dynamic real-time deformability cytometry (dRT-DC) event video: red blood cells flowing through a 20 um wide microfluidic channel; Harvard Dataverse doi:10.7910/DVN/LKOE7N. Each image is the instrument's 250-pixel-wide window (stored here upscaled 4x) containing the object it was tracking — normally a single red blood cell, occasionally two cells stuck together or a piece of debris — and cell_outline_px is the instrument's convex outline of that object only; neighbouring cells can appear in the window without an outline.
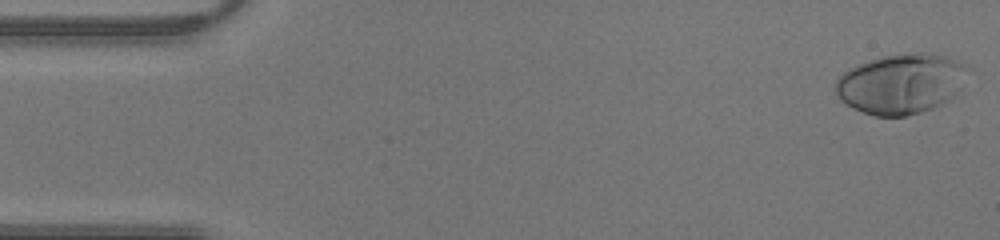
{"species": "human", "species_latin": "Homo sapiens", "temperature_condition": "warm", "stored_images_in_passage": 43, "camera_frame_rate_fps": 3000, "um_per_image_px": 0.085, "donor": {"sex": "male"}, "frame": {"image": 1, "passage_image": 1, "time_ms": 0.0, "image_size_px": [1000, 240], "cell_outline_px": [[964, 64], [952, 96], [948, 100], [932, 108], [920, 112], [904, 116], [876, 116], [864, 112], [840, 100], [836, 92], [836, 80], [848, 68], [884, 56], [920, 52], [948, 56], [960, 60]], "centroid_in_image_um": [76.49, 7.11], "position_along_channel_um": 8.5, "area_um2": 44.68}}
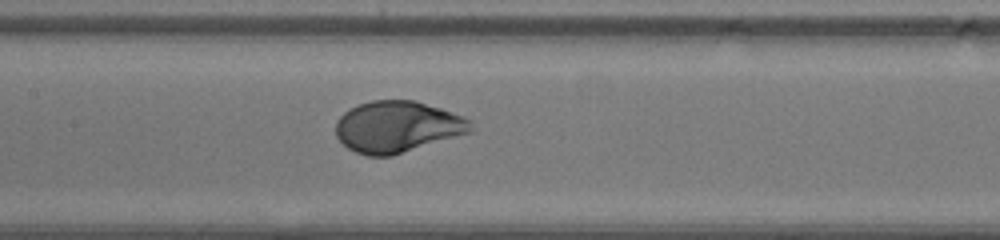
{"frame": {"image": 2, "passage_image": 20, "time_ms": 6.333, "image_size_px": [1000, 240], "cell_outline_px": [[472, 132], [392, 156], [368, 156], [356, 152], [348, 148], [336, 136], [336, 120], [344, 112], [356, 104], [372, 100], [416, 100], [464, 116], [472, 120]], "centroid_in_image_um": [33.78, 10.77], "position_along_channel_um": 173.6, "area_um2": 40.69}}
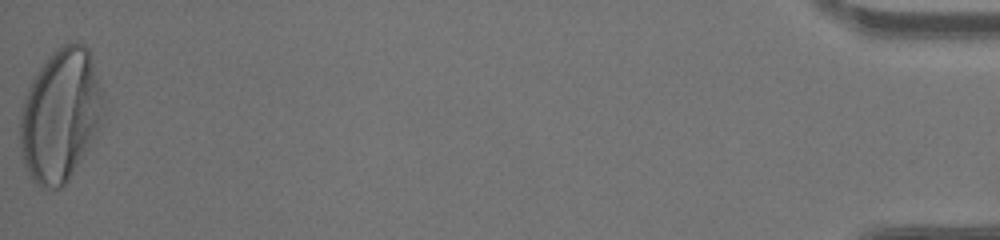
{"frame": {"image": 3, "passage_image": 43, "time_ms": 14.0, "image_size_px": [1000, 240], "cell_outline_px": [[104, 100], [100, 132], [68, 180], [60, 188], [40, 188], [32, 180], [24, 164], [20, 148], [20, 116], [24, 96], [32, 80], [48, 56], [56, 48], [72, 40], [76, 40], [84, 44], [88, 48], [92, 56], [104, 96]], "centroid_in_image_um": [5.17, 9.78], "position_along_channel_um": 430.0, "area_um2": 65.2}}